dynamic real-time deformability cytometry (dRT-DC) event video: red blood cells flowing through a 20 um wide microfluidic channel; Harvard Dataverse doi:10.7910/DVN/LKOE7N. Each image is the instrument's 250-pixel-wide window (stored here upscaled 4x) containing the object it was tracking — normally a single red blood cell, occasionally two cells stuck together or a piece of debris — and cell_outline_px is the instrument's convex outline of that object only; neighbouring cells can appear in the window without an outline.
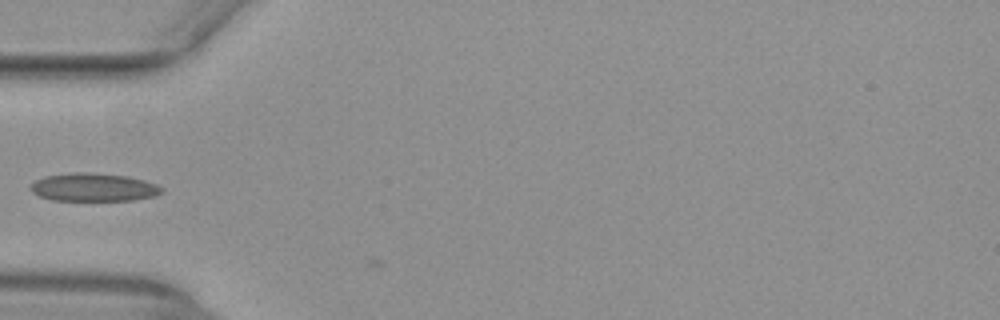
{"species": "common noctule bat (a hibernating species)", "species_latin": "Nyctalus noctula", "temperature_condition": "warm", "stored_images_in_passage": 2, "camera_frame_rate_fps": 3000, "um_per_image_px": 0.085, "animal": {"sex": "female", "body_mass_g": 29.2, "forearm_length_mm": 56.3}, "frame": {"image": 1, "passage_image": 1, "time_ms": 0.0, "image_size_px": [1000, 320], "cell_outline_px": [[164, 192], [156, 196], [132, 200], [52, 200], [40, 196], [32, 192], [28, 188], [36, 180], [44, 176], [68, 172], [92, 172], [128, 176], [144, 180], [156, 184], [164, 188]], "centroid_in_image_um": [7.97, 15.91], "position_along_channel_um": 77.0, "area_um2": 21.73}}